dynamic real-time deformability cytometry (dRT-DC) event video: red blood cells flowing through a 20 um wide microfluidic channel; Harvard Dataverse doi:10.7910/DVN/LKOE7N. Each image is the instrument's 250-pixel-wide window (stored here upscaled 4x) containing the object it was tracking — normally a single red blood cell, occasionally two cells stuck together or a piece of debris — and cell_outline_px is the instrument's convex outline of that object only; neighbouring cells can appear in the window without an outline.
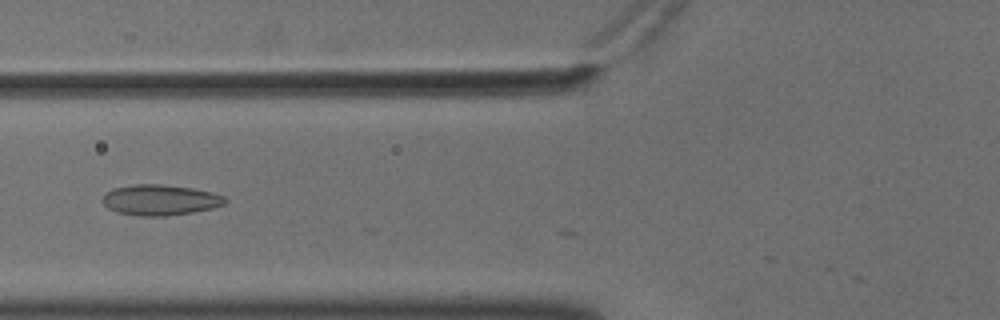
{"species": "common noctule bat (a hibernating species)", "species_latin": "Nyctalus noctula", "temperature_condition": "cold", "stored_images_in_passage": 28, "camera_frame_rate_fps": 3000, "um_per_image_px": 0.085, "animal": {"sex": "male", "body_mass_g": 18.8}, "frame": {"image": 1, "passage_image": 23, "time_ms": 7.333, "image_size_px": [1000, 320], "cell_outline_px": [[228, 200], [224, 204], [212, 208], [192, 212], [164, 216], [140, 216], [116, 212], [108, 208], [104, 204], [104, 192], [112, 188], [132, 184], [164, 184], [192, 188], [212, 192], [224, 196]], "centroid_in_image_um": [13.6, 16.98], "position_along_channel_um": 112.2, "area_um2": 21.96}}
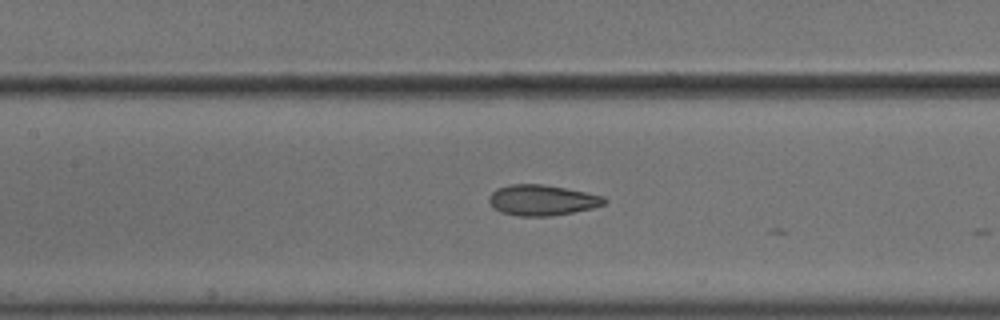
{"frame": {"image": 2, "passage_image": 27, "time_ms": 8.667, "image_size_px": [1000, 320], "cell_outline_px": [[608, 200], [604, 204], [592, 208], [572, 212], [548, 216], [520, 216], [500, 212], [492, 208], [488, 200], [488, 196], [496, 188], [512, 184], [544, 184], [604, 196]], "centroid_in_image_um": [46.03, 17.01], "position_along_channel_um": 161.4, "area_um2": 20.58}}